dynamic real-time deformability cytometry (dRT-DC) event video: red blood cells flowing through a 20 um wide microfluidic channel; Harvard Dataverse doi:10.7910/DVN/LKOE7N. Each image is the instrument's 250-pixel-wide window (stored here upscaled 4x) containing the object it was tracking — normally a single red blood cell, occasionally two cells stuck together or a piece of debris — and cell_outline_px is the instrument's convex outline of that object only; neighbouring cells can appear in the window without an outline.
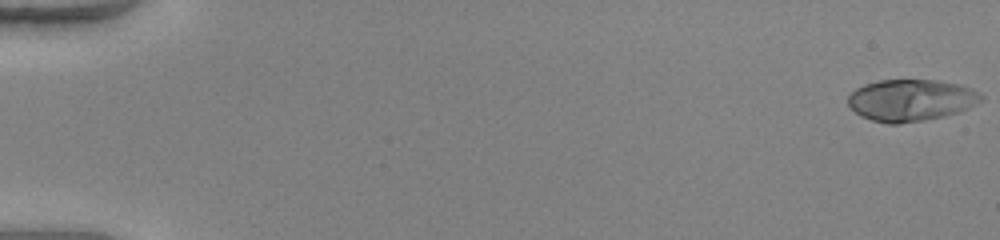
{"species": "human", "species_latin": "Homo sapiens", "temperature_condition": "warm", "stored_images_in_passage": 51, "camera_frame_rate_fps": 3000, "um_per_image_px": 0.085, "donor": {"sex": "female"}, "frame": {"image": 1, "passage_image": 1, "time_ms": 0.0, "image_size_px": [1000, 240], "cell_outline_px": [[984, 100], [960, 112], [944, 116], [924, 120], [900, 124], [888, 124], [872, 120], [860, 116], [848, 104], [848, 96], [856, 88], [864, 84], [880, 80], [936, 80], [960, 84], [972, 88], [984, 96]], "centroid_in_image_um": [77.46, 8.52], "position_along_channel_um": 7.5, "area_um2": 32.6}}
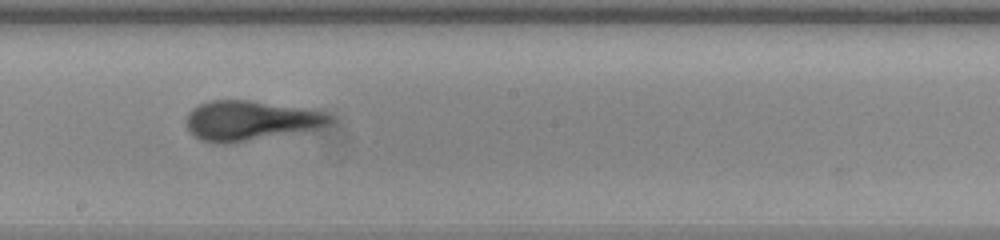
{"frame": {"image": 2, "passage_image": 30, "time_ms": 9.667, "image_size_px": [1000, 240], "cell_outline_px": [[336, 120], [320, 128], [300, 132], [232, 144], [216, 144], [200, 140], [188, 132], [188, 112], [192, 108], [208, 100], [248, 100], [300, 108], [324, 112], [336, 116]], "centroid_in_image_um": [21.29, 10.28], "position_along_channel_um": 226.9, "area_um2": 33.64}}
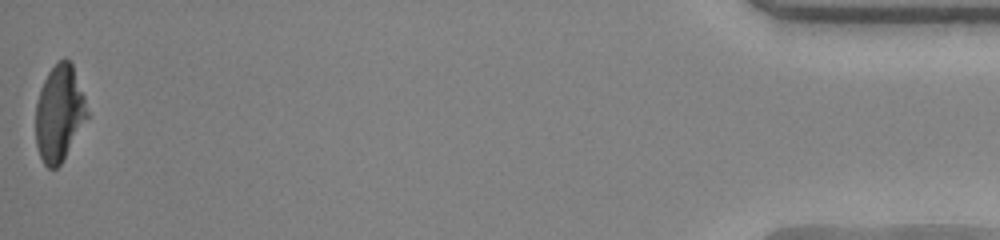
{"frame": {"image": 3, "passage_image": 51, "time_ms": 16.667, "image_size_px": [1000, 240], "cell_outline_px": [[88, 116], [60, 164], [56, 168], [48, 168], [44, 164], [40, 156], [36, 144], [36, 104], [40, 88], [48, 72], [64, 56], [72, 64], [84, 96], [88, 112]], "centroid_in_image_um": [5.02, 9.62], "position_along_channel_um": 430.2, "area_um2": 28.38}, "authors_computed_cell_mechanics": {"area_um2": 31.6166, "velocity_mm_per_s": 4.1464, "shape_relaxation_time_tau1_ms": 3.9556, "shape_relaxation_time_tau2_ms": 0.6345, "deformation_change_tau1": 0.2349, "deformation_change_tau2": 0.0551}}